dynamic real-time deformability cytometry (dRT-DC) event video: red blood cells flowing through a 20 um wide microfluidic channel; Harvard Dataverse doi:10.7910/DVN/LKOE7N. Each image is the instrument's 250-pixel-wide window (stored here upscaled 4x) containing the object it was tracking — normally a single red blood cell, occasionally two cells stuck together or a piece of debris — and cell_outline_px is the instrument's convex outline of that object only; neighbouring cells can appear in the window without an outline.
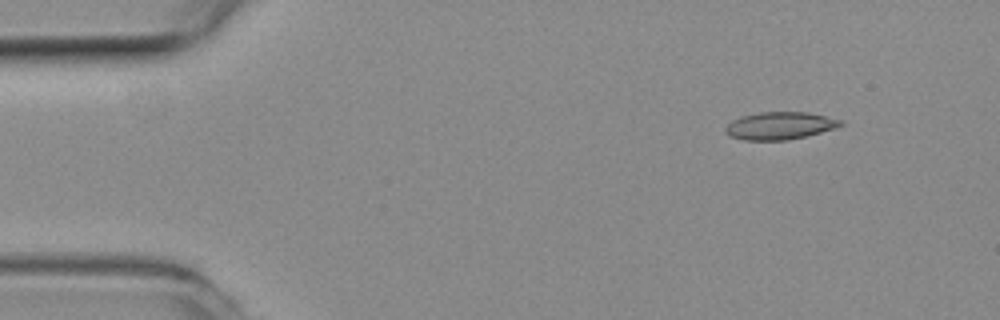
{"species": "common noctule bat (a hibernating species)", "species_latin": "Nyctalus noctula", "temperature_condition": "room temperature", "stored_images_in_passage": 55, "camera_frame_rate_fps": 3000, "um_per_image_px": 0.085, "animal": {"sex": "female", "body_mass_g": 19.3, "forearm_length_mm": 54.1}, "frame": {"image": 1, "passage_image": 6, "time_ms": 1.667, "image_size_px": [1000, 320], "cell_outline_px": [[844, 124], [836, 128], [808, 136], [788, 140], [744, 140], [728, 136], [724, 132], [724, 128], [732, 120], [740, 116], [760, 112], [808, 112], [844, 120]], "centroid_in_image_um": [66.29, 10.69], "position_along_channel_um": 18.7, "area_um2": 18.79}}
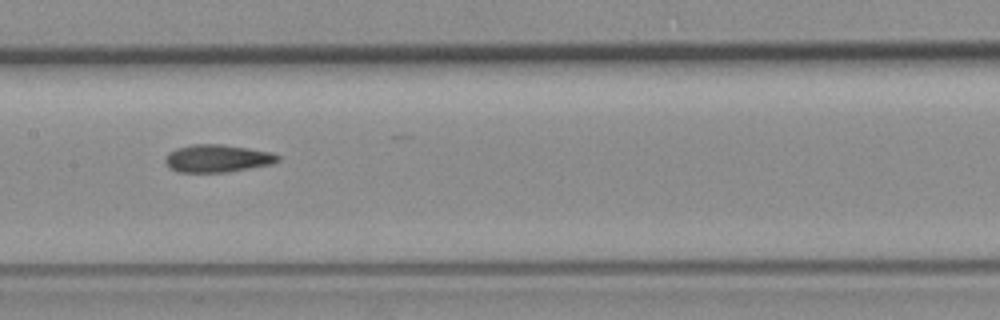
{"frame": {"image": 2, "passage_image": 27, "time_ms": 8.667, "image_size_px": [1000, 320], "cell_outline_px": [[280, 160], [272, 164], [228, 172], [176, 172], [168, 168], [164, 160], [168, 152], [176, 148], [192, 144], [224, 144], [272, 152], [280, 156]], "centroid_in_image_um": [18.46, 13.46], "position_along_channel_um": 188.9, "area_um2": 18.38}}
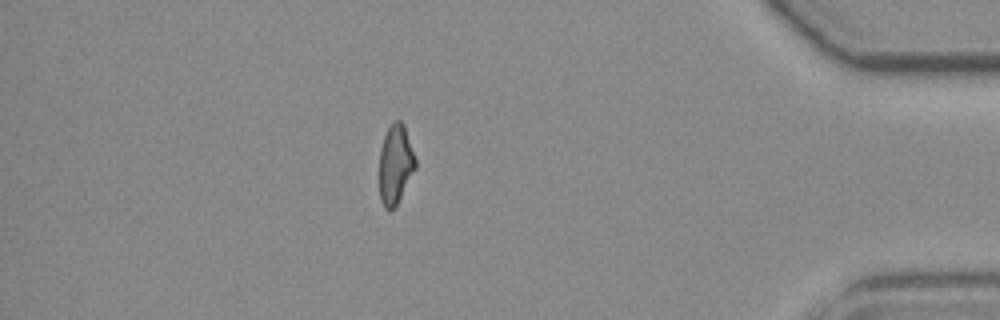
{"frame": {"image": 3, "passage_image": 48, "time_ms": 15.667, "image_size_px": [1000, 320], "cell_outline_px": [[416, 168], [396, 208], [388, 212], [384, 208], [380, 200], [380, 148], [384, 136], [392, 120], [400, 120], [404, 124], [416, 160]], "centroid_in_image_um": [33.61, 14.01], "position_along_channel_um": 401.6, "area_um2": 16.99}, "authors_computed_cell_mechanics": {"area_um2": 18.1492, "velocity_mm_per_s": 3.7006, "shape_relaxation_time_tau1_ms": null, "shape_relaxation_time_tau2_ms": 4.1783, "deformation_change_tau1": null, "deformation_change_tau2": 0.133}}